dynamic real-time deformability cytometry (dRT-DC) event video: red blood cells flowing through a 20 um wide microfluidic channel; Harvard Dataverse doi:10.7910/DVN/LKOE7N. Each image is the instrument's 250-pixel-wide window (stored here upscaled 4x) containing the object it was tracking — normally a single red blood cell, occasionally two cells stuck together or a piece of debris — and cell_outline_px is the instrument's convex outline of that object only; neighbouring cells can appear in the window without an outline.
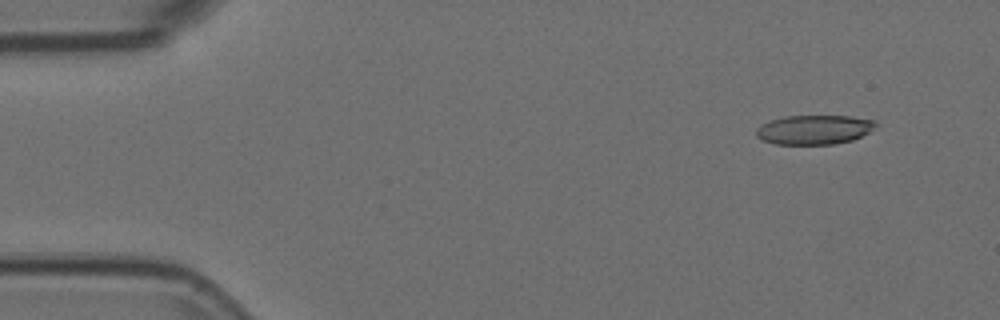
{"species": "Egyptian fruit bat (a non-hibernating species)", "species_latin": "Rousettus aegyptiacus", "temperature_condition": "room temperature", "stored_images_in_passage": 5, "camera_frame_rate_fps": 3000, "um_per_image_px": 0.085, "animal": {"sex": "female"}, "frame": {"image": 1, "passage_image": 2, "time_ms": 0.333, "image_size_px": [1000, 320], "cell_outline_px": [[876, 124], [868, 132], [852, 140], [836, 144], [776, 144], [764, 140], [756, 136], [756, 128], [760, 124], [768, 120], [784, 116], [852, 116], [876, 120]], "centroid_in_image_um": [69.17, 11.01], "position_along_channel_um": 15.8, "area_um2": 20.46}}
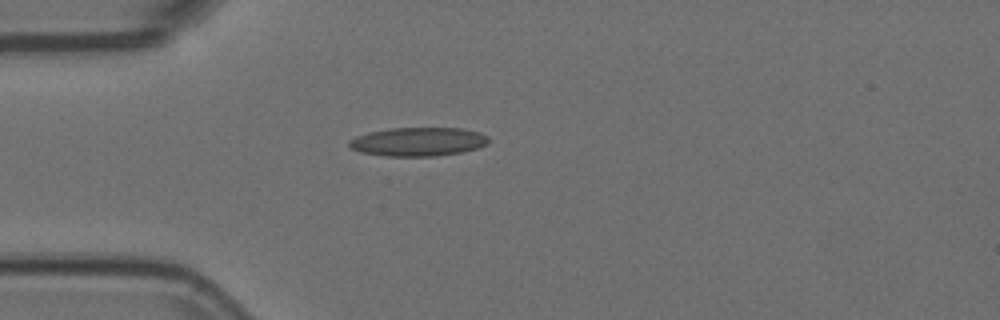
{"frame": {"image": 2, "passage_image": 5, "time_ms": 1.333, "image_size_px": [1000, 320], "cell_outline_px": [[488, 144], [480, 148], [460, 152], [436, 156], [384, 156], [360, 152], [348, 148], [348, 140], [356, 136], [368, 132], [388, 128], [460, 128], [480, 132], [488, 136]], "centroid_in_image_um": [35.52, 12.04], "position_along_channel_um": 49.5, "area_um2": 23.64}}